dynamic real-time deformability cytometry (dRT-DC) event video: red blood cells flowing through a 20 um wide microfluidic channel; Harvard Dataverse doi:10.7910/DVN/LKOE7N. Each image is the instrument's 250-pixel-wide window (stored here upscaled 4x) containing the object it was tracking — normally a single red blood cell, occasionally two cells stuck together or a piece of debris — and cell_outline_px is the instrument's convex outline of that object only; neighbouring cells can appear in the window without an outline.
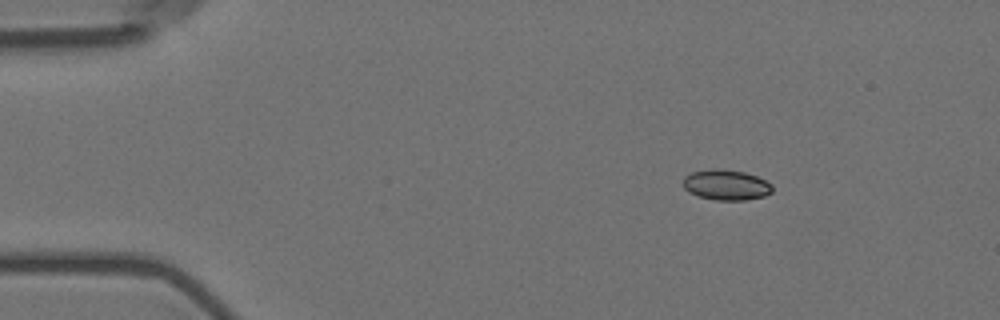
{"species": "Egyptian fruit bat (a non-hibernating species)", "species_latin": "Rousettus aegyptiacus", "temperature_condition": "room temperature", "stored_images_in_passage": 9, "camera_frame_rate_fps": 3000, "um_per_image_px": 0.085, "animal": {"sex": "female"}, "frame": {"image": 1, "passage_image": 1, "time_ms": 0.0, "image_size_px": [1000, 320], "cell_outline_px": [[772, 192], [764, 196], [744, 200], [716, 200], [700, 196], [688, 192], [684, 188], [684, 176], [692, 172], [712, 168], [716, 168], [744, 172], [756, 176], [772, 184]], "centroid_in_image_um": [61.72, 15.71], "position_along_channel_um": 23.3, "area_um2": 15.72}}
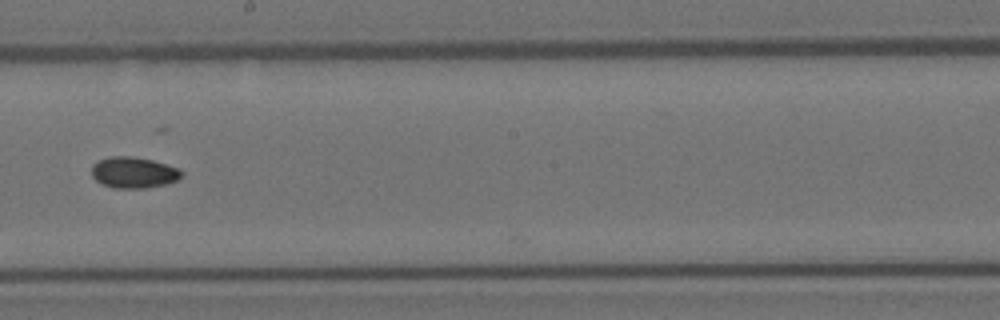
{"frame": {"image": 2, "passage_image": 8, "time_ms": 2.333, "image_size_px": [1000, 320], "cell_outline_px": [[184, 172], [180, 180], [164, 184], [144, 188], [112, 188], [96, 180], [92, 176], [92, 164], [108, 156], [132, 156], [152, 160], [180, 168]], "centroid_in_image_um": [11.39, 14.66], "position_along_channel_um": 236.8, "area_um2": 16.42}}
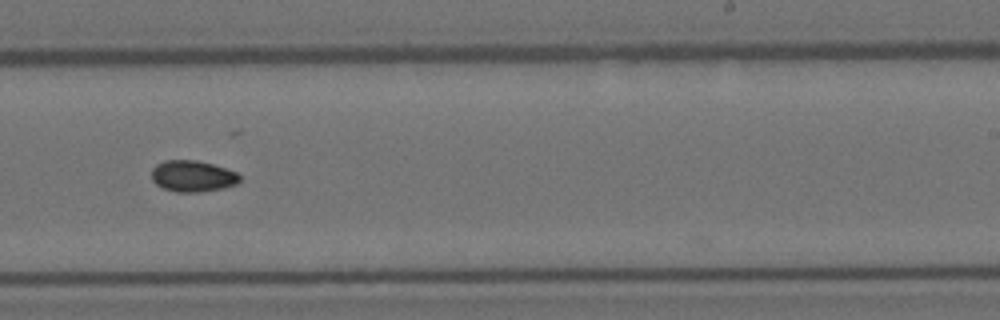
{"frame": {"image": 3, "passage_image": 9, "time_ms": 2.667, "image_size_px": [1000, 320], "cell_outline_px": [[240, 180], [236, 184], [224, 188], [200, 192], [176, 192], [164, 188], [156, 184], [152, 180], [152, 168], [156, 164], [164, 160], [196, 160], [212, 164], [236, 172], [240, 176]], "centroid_in_image_um": [16.36, 14.97], "position_along_channel_um": 272.6, "area_um2": 16.07}}